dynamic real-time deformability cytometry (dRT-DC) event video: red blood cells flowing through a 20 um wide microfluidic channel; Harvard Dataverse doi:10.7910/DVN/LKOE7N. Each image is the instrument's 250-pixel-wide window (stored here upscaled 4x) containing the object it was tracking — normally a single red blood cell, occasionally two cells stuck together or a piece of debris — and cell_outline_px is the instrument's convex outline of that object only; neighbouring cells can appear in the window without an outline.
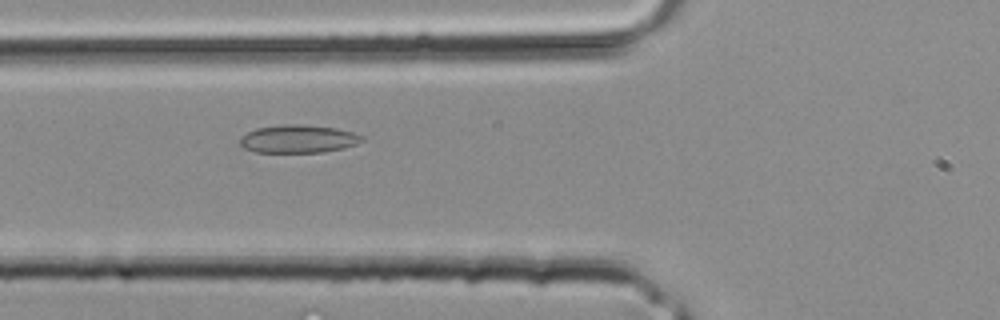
{"species": "common noctule bat (a hibernating species)", "species_latin": "Nyctalus noctula", "temperature_condition": "room temperature", "stored_images_in_passage": 24, "camera_frame_rate_fps": 3000, "um_per_image_px": 0.085, "animal": {"sex": "male", "body_mass_g": 20.4}, "frame": {"image": 1, "passage_image": 3, "time_ms": 0.667, "image_size_px": [1000, 320], "cell_outline_px": [[364, 140], [356, 144], [344, 148], [324, 152], [256, 152], [244, 148], [240, 144], [240, 136], [256, 128], [284, 124], [300, 124], [336, 128], [352, 132], [364, 136]], "centroid_in_image_um": [25.36, 11.8], "position_along_channel_um": 100.4, "area_um2": 19.94}}
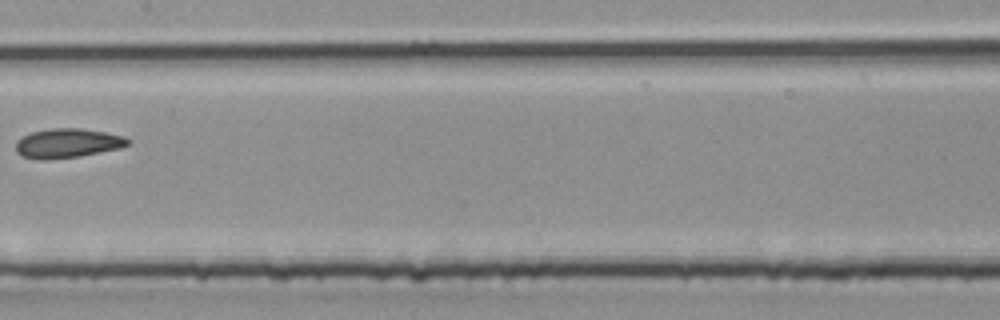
{"frame": {"image": 2, "passage_image": 8, "time_ms": 2.333, "image_size_px": [1000, 320], "cell_outline_px": [[132, 140], [128, 144], [120, 148], [80, 156], [48, 160], [44, 160], [24, 156], [16, 152], [16, 140], [32, 132], [52, 128], [80, 128], [104, 132], [124, 136]], "centroid_in_image_um": [5.75, 12.17], "position_along_channel_um": 201.6, "area_um2": 19.07}}
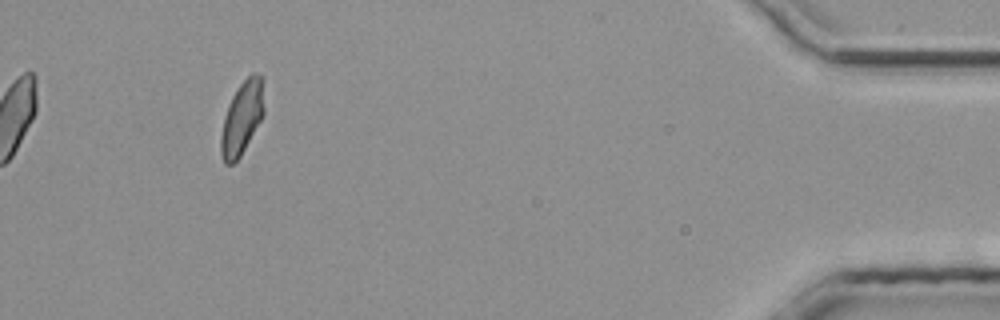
{"frame": {"image": 3, "passage_image": 22, "time_ms": 7.0, "image_size_px": [1000, 320], "cell_outline_px": [[264, 112], [260, 120], [240, 156], [232, 164], [224, 164], [220, 156], [220, 136], [224, 116], [228, 104], [232, 96], [240, 84], [252, 72], [260, 72], [264, 76]], "centroid_in_image_um": [20.57, 9.96], "position_along_channel_um": 414.6, "area_um2": 18.67}}